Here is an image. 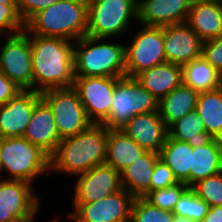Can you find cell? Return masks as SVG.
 <instances>
[{
	"instance_id": "obj_39",
	"label": "cell",
	"mask_w": 222,
	"mask_h": 222,
	"mask_svg": "<svg viewBox=\"0 0 222 222\" xmlns=\"http://www.w3.org/2000/svg\"><path fill=\"white\" fill-rule=\"evenodd\" d=\"M202 222H222V206H212Z\"/></svg>"
},
{
	"instance_id": "obj_42",
	"label": "cell",
	"mask_w": 222,
	"mask_h": 222,
	"mask_svg": "<svg viewBox=\"0 0 222 222\" xmlns=\"http://www.w3.org/2000/svg\"><path fill=\"white\" fill-rule=\"evenodd\" d=\"M60 220L55 219V220H51L50 222H59ZM29 222H35V217L32 218Z\"/></svg>"
},
{
	"instance_id": "obj_21",
	"label": "cell",
	"mask_w": 222,
	"mask_h": 222,
	"mask_svg": "<svg viewBox=\"0 0 222 222\" xmlns=\"http://www.w3.org/2000/svg\"><path fill=\"white\" fill-rule=\"evenodd\" d=\"M158 101L183 83L182 66L164 62L135 77Z\"/></svg>"
},
{
	"instance_id": "obj_9",
	"label": "cell",
	"mask_w": 222,
	"mask_h": 222,
	"mask_svg": "<svg viewBox=\"0 0 222 222\" xmlns=\"http://www.w3.org/2000/svg\"><path fill=\"white\" fill-rule=\"evenodd\" d=\"M132 41L125 44L126 76L136 77L144 70L166 62L163 27L141 25Z\"/></svg>"
},
{
	"instance_id": "obj_2",
	"label": "cell",
	"mask_w": 222,
	"mask_h": 222,
	"mask_svg": "<svg viewBox=\"0 0 222 222\" xmlns=\"http://www.w3.org/2000/svg\"><path fill=\"white\" fill-rule=\"evenodd\" d=\"M108 133L104 124L92 123L75 136L62 139L50 156V171L74 177L105 164Z\"/></svg>"
},
{
	"instance_id": "obj_37",
	"label": "cell",
	"mask_w": 222,
	"mask_h": 222,
	"mask_svg": "<svg viewBox=\"0 0 222 222\" xmlns=\"http://www.w3.org/2000/svg\"><path fill=\"white\" fill-rule=\"evenodd\" d=\"M59 0H17V12L26 24L39 11L51 6Z\"/></svg>"
},
{
	"instance_id": "obj_33",
	"label": "cell",
	"mask_w": 222,
	"mask_h": 222,
	"mask_svg": "<svg viewBox=\"0 0 222 222\" xmlns=\"http://www.w3.org/2000/svg\"><path fill=\"white\" fill-rule=\"evenodd\" d=\"M191 188L209 207L222 206V172L198 181Z\"/></svg>"
},
{
	"instance_id": "obj_26",
	"label": "cell",
	"mask_w": 222,
	"mask_h": 222,
	"mask_svg": "<svg viewBox=\"0 0 222 222\" xmlns=\"http://www.w3.org/2000/svg\"><path fill=\"white\" fill-rule=\"evenodd\" d=\"M193 148L187 142L177 141L169 135L159 153L160 159L172 170L178 182L190 187Z\"/></svg>"
},
{
	"instance_id": "obj_14",
	"label": "cell",
	"mask_w": 222,
	"mask_h": 222,
	"mask_svg": "<svg viewBox=\"0 0 222 222\" xmlns=\"http://www.w3.org/2000/svg\"><path fill=\"white\" fill-rule=\"evenodd\" d=\"M75 177L73 203L96 202L123 189L120 172L107 164L95 166Z\"/></svg>"
},
{
	"instance_id": "obj_17",
	"label": "cell",
	"mask_w": 222,
	"mask_h": 222,
	"mask_svg": "<svg viewBox=\"0 0 222 222\" xmlns=\"http://www.w3.org/2000/svg\"><path fill=\"white\" fill-rule=\"evenodd\" d=\"M120 130L146 152L160 153L168 136V128L159 111L135 115Z\"/></svg>"
},
{
	"instance_id": "obj_7",
	"label": "cell",
	"mask_w": 222,
	"mask_h": 222,
	"mask_svg": "<svg viewBox=\"0 0 222 222\" xmlns=\"http://www.w3.org/2000/svg\"><path fill=\"white\" fill-rule=\"evenodd\" d=\"M158 103L135 77H117L109 116L101 124L121 129L135 115L158 111Z\"/></svg>"
},
{
	"instance_id": "obj_1",
	"label": "cell",
	"mask_w": 222,
	"mask_h": 222,
	"mask_svg": "<svg viewBox=\"0 0 222 222\" xmlns=\"http://www.w3.org/2000/svg\"><path fill=\"white\" fill-rule=\"evenodd\" d=\"M33 90L69 88L74 84V41L30 35Z\"/></svg>"
},
{
	"instance_id": "obj_10",
	"label": "cell",
	"mask_w": 222,
	"mask_h": 222,
	"mask_svg": "<svg viewBox=\"0 0 222 222\" xmlns=\"http://www.w3.org/2000/svg\"><path fill=\"white\" fill-rule=\"evenodd\" d=\"M4 39L0 46V71L21 90H33L30 34L24 30Z\"/></svg>"
},
{
	"instance_id": "obj_31",
	"label": "cell",
	"mask_w": 222,
	"mask_h": 222,
	"mask_svg": "<svg viewBox=\"0 0 222 222\" xmlns=\"http://www.w3.org/2000/svg\"><path fill=\"white\" fill-rule=\"evenodd\" d=\"M208 210L209 205L189 187L176 203L173 213L180 217L202 222Z\"/></svg>"
},
{
	"instance_id": "obj_5",
	"label": "cell",
	"mask_w": 222,
	"mask_h": 222,
	"mask_svg": "<svg viewBox=\"0 0 222 222\" xmlns=\"http://www.w3.org/2000/svg\"><path fill=\"white\" fill-rule=\"evenodd\" d=\"M0 167L1 178L33 184L36 177L50 171V157L23 136L0 138ZM4 171L7 175L2 176Z\"/></svg>"
},
{
	"instance_id": "obj_30",
	"label": "cell",
	"mask_w": 222,
	"mask_h": 222,
	"mask_svg": "<svg viewBox=\"0 0 222 222\" xmlns=\"http://www.w3.org/2000/svg\"><path fill=\"white\" fill-rule=\"evenodd\" d=\"M174 216L172 211L160 209L144 197H135L130 222H173Z\"/></svg>"
},
{
	"instance_id": "obj_16",
	"label": "cell",
	"mask_w": 222,
	"mask_h": 222,
	"mask_svg": "<svg viewBox=\"0 0 222 222\" xmlns=\"http://www.w3.org/2000/svg\"><path fill=\"white\" fill-rule=\"evenodd\" d=\"M41 94L21 90L8 103L0 106V138L21 137L30 122Z\"/></svg>"
},
{
	"instance_id": "obj_34",
	"label": "cell",
	"mask_w": 222,
	"mask_h": 222,
	"mask_svg": "<svg viewBox=\"0 0 222 222\" xmlns=\"http://www.w3.org/2000/svg\"><path fill=\"white\" fill-rule=\"evenodd\" d=\"M24 30L25 24L19 17L17 5L0 3V38L15 35Z\"/></svg>"
},
{
	"instance_id": "obj_12",
	"label": "cell",
	"mask_w": 222,
	"mask_h": 222,
	"mask_svg": "<svg viewBox=\"0 0 222 222\" xmlns=\"http://www.w3.org/2000/svg\"><path fill=\"white\" fill-rule=\"evenodd\" d=\"M134 198L123 188L96 202L73 203L67 217L71 222H130Z\"/></svg>"
},
{
	"instance_id": "obj_32",
	"label": "cell",
	"mask_w": 222,
	"mask_h": 222,
	"mask_svg": "<svg viewBox=\"0 0 222 222\" xmlns=\"http://www.w3.org/2000/svg\"><path fill=\"white\" fill-rule=\"evenodd\" d=\"M188 188L184 182H178L166 188L150 191L144 198L160 209L173 212L176 203Z\"/></svg>"
},
{
	"instance_id": "obj_41",
	"label": "cell",
	"mask_w": 222,
	"mask_h": 222,
	"mask_svg": "<svg viewBox=\"0 0 222 222\" xmlns=\"http://www.w3.org/2000/svg\"><path fill=\"white\" fill-rule=\"evenodd\" d=\"M0 3L4 5H17V0H0Z\"/></svg>"
},
{
	"instance_id": "obj_27",
	"label": "cell",
	"mask_w": 222,
	"mask_h": 222,
	"mask_svg": "<svg viewBox=\"0 0 222 222\" xmlns=\"http://www.w3.org/2000/svg\"><path fill=\"white\" fill-rule=\"evenodd\" d=\"M182 78L184 85L199 93L222 87V75L203 57L182 65Z\"/></svg>"
},
{
	"instance_id": "obj_20",
	"label": "cell",
	"mask_w": 222,
	"mask_h": 222,
	"mask_svg": "<svg viewBox=\"0 0 222 222\" xmlns=\"http://www.w3.org/2000/svg\"><path fill=\"white\" fill-rule=\"evenodd\" d=\"M186 23L204 42L222 36V0H193Z\"/></svg>"
},
{
	"instance_id": "obj_11",
	"label": "cell",
	"mask_w": 222,
	"mask_h": 222,
	"mask_svg": "<svg viewBox=\"0 0 222 222\" xmlns=\"http://www.w3.org/2000/svg\"><path fill=\"white\" fill-rule=\"evenodd\" d=\"M23 180L0 178V222H29L40 209L34 186Z\"/></svg>"
},
{
	"instance_id": "obj_25",
	"label": "cell",
	"mask_w": 222,
	"mask_h": 222,
	"mask_svg": "<svg viewBox=\"0 0 222 222\" xmlns=\"http://www.w3.org/2000/svg\"><path fill=\"white\" fill-rule=\"evenodd\" d=\"M222 172V140L213 138L208 144L193 148L190 188L198 181Z\"/></svg>"
},
{
	"instance_id": "obj_4",
	"label": "cell",
	"mask_w": 222,
	"mask_h": 222,
	"mask_svg": "<svg viewBox=\"0 0 222 222\" xmlns=\"http://www.w3.org/2000/svg\"><path fill=\"white\" fill-rule=\"evenodd\" d=\"M74 76H126L125 44L88 35L74 41Z\"/></svg>"
},
{
	"instance_id": "obj_38",
	"label": "cell",
	"mask_w": 222,
	"mask_h": 222,
	"mask_svg": "<svg viewBox=\"0 0 222 222\" xmlns=\"http://www.w3.org/2000/svg\"><path fill=\"white\" fill-rule=\"evenodd\" d=\"M21 89L0 71V106L8 103Z\"/></svg>"
},
{
	"instance_id": "obj_18",
	"label": "cell",
	"mask_w": 222,
	"mask_h": 222,
	"mask_svg": "<svg viewBox=\"0 0 222 222\" xmlns=\"http://www.w3.org/2000/svg\"><path fill=\"white\" fill-rule=\"evenodd\" d=\"M193 0H138L139 25L165 27L187 21Z\"/></svg>"
},
{
	"instance_id": "obj_23",
	"label": "cell",
	"mask_w": 222,
	"mask_h": 222,
	"mask_svg": "<svg viewBox=\"0 0 222 222\" xmlns=\"http://www.w3.org/2000/svg\"><path fill=\"white\" fill-rule=\"evenodd\" d=\"M198 96V91L182 83L159 100L158 111L167 128L189 112L196 110Z\"/></svg>"
},
{
	"instance_id": "obj_22",
	"label": "cell",
	"mask_w": 222,
	"mask_h": 222,
	"mask_svg": "<svg viewBox=\"0 0 222 222\" xmlns=\"http://www.w3.org/2000/svg\"><path fill=\"white\" fill-rule=\"evenodd\" d=\"M160 158L159 153L145 152L121 173V184L134 197H145L150 192L151 176Z\"/></svg>"
},
{
	"instance_id": "obj_28",
	"label": "cell",
	"mask_w": 222,
	"mask_h": 222,
	"mask_svg": "<svg viewBox=\"0 0 222 222\" xmlns=\"http://www.w3.org/2000/svg\"><path fill=\"white\" fill-rule=\"evenodd\" d=\"M196 111L203 120L206 133L222 140V87L200 92Z\"/></svg>"
},
{
	"instance_id": "obj_24",
	"label": "cell",
	"mask_w": 222,
	"mask_h": 222,
	"mask_svg": "<svg viewBox=\"0 0 222 222\" xmlns=\"http://www.w3.org/2000/svg\"><path fill=\"white\" fill-rule=\"evenodd\" d=\"M145 152L120 129H109L105 164L121 173Z\"/></svg>"
},
{
	"instance_id": "obj_13",
	"label": "cell",
	"mask_w": 222,
	"mask_h": 222,
	"mask_svg": "<svg viewBox=\"0 0 222 222\" xmlns=\"http://www.w3.org/2000/svg\"><path fill=\"white\" fill-rule=\"evenodd\" d=\"M117 77L74 76L77 91L88 119L101 124L110 113Z\"/></svg>"
},
{
	"instance_id": "obj_6",
	"label": "cell",
	"mask_w": 222,
	"mask_h": 222,
	"mask_svg": "<svg viewBox=\"0 0 222 222\" xmlns=\"http://www.w3.org/2000/svg\"><path fill=\"white\" fill-rule=\"evenodd\" d=\"M138 0H91L88 2L86 35L116 38L128 31L131 21L138 23Z\"/></svg>"
},
{
	"instance_id": "obj_35",
	"label": "cell",
	"mask_w": 222,
	"mask_h": 222,
	"mask_svg": "<svg viewBox=\"0 0 222 222\" xmlns=\"http://www.w3.org/2000/svg\"><path fill=\"white\" fill-rule=\"evenodd\" d=\"M176 183L178 181L174 177L171 168L159 158L155 163L151 176L150 191L166 188Z\"/></svg>"
},
{
	"instance_id": "obj_29",
	"label": "cell",
	"mask_w": 222,
	"mask_h": 222,
	"mask_svg": "<svg viewBox=\"0 0 222 222\" xmlns=\"http://www.w3.org/2000/svg\"><path fill=\"white\" fill-rule=\"evenodd\" d=\"M168 135L177 141L187 142L192 148L206 145L213 139L206 133L203 120L196 110L174 122L168 128Z\"/></svg>"
},
{
	"instance_id": "obj_36",
	"label": "cell",
	"mask_w": 222,
	"mask_h": 222,
	"mask_svg": "<svg viewBox=\"0 0 222 222\" xmlns=\"http://www.w3.org/2000/svg\"><path fill=\"white\" fill-rule=\"evenodd\" d=\"M202 57L222 75V36L203 43Z\"/></svg>"
},
{
	"instance_id": "obj_3",
	"label": "cell",
	"mask_w": 222,
	"mask_h": 222,
	"mask_svg": "<svg viewBox=\"0 0 222 222\" xmlns=\"http://www.w3.org/2000/svg\"><path fill=\"white\" fill-rule=\"evenodd\" d=\"M88 2L59 0L39 11L26 24L30 35L77 41L86 36Z\"/></svg>"
},
{
	"instance_id": "obj_40",
	"label": "cell",
	"mask_w": 222,
	"mask_h": 222,
	"mask_svg": "<svg viewBox=\"0 0 222 222\" xmlns=\"http://www.w3.org/2000/svg\"><path fill=\"white\" fill-rule=\"evenodd\" d=\"M173 222H197V221H193L191 219L175 215L174 219H173Z\"/></svg>"
},
{
	"instance_id": "obj_15",
	"label": "cell",
	"mask_w": 222,
	"mask_h": 222,
	"mask_svg": "<svg viewBox=\"0 0 222 222\" xmlns=\"http://www.w3.org/2000/svg\"><path fill=\"white\" fill-rule=\"evenodd\" d=\"M166 62L184 65L202 57L204 41L186 23L163 27Z\"/></svg>"
},
{
	"instance_id": "obj_8",
	"label": "cell",
	"mask_w": 222,
	"mask_h": 222,
	"mask_svg": "<svg viewBox=\"0 0 222 222\" xmlns=\"http://www.w3.org/2000/svg\"><path fill=\"white\" fill-rule=\"evenodd\" d=\"M40 94L41 98L52 109L61 139L75 136L92 124L86 115L77 91L73 87L49 89Z\"/></svg>"
},
{
	"instance_id": "obj_19",
	"label": "cell",
	"mask_w": 222,
	"mask_h": 222,
	"mask_svg": "<svg viewBox=\"0 0 222 222\" xmlns=\"http://www.w3.org/2000/svg\"><path fill=\"white\" fill-rule=\"evenodd\" d=\"M23 137L39 147L49 157L62 140L57 131L52 109L43 99L35 105Z\"/></svg>"
}]
</instances>
